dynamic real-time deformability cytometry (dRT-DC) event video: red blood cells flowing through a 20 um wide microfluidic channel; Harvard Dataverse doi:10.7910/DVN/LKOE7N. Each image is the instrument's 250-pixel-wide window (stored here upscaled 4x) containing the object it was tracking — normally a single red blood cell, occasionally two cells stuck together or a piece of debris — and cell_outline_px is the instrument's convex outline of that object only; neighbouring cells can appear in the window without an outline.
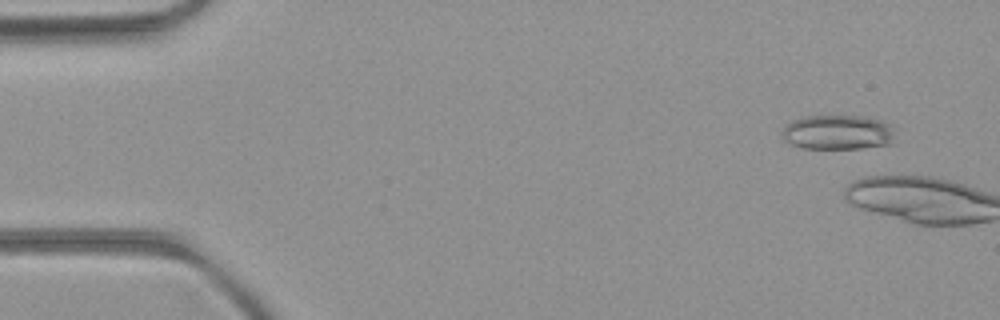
{"species": "common noctule bat (a hibernating species)", "species_latin": "Nyctalus noctula", "temperature_condition": "room temperature", "stored_images_in_passage": 3, "camera_frame_rate_fps": 3000, "um_per_image_px": 0.085, "animal": {"sex": "female", "body_mass_g": 21.9}, "frame": {"image": 1, "passage_image": 1, "time_ms": 0.0, "image_size_px": [1000, 320], "cell_outline_px": [[896, 144], [864, 148], [804, 148], [788, 144], [784, 140], [780, 132], [784, 124], [792, 120], [804, 116], [864, 116], [880, 120], [888, 124], [892, 128]], "centroid_in_image_um": [71.19, 11.25], "position_along_channel_um": 13.8, "area_um2": 23.29}}